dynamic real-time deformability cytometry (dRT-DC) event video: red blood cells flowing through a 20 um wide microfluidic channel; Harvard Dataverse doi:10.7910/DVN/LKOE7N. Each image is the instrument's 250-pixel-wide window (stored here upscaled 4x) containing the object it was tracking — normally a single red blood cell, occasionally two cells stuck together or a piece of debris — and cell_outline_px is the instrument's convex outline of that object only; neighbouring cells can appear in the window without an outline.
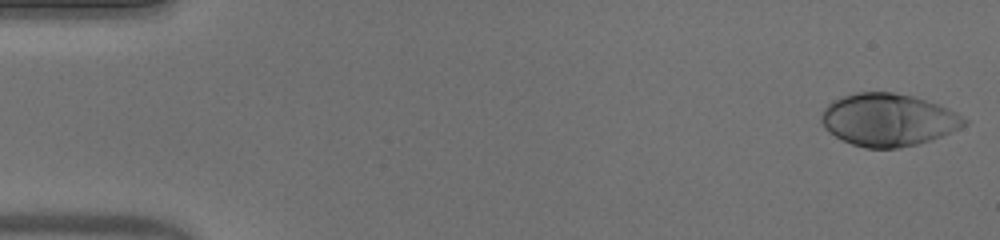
{"species": "human", "species_latin": "Homo sapiens", "temperature_condition": "warm", "stored_images_in_passage": 52, "camera_frame_rate_fps": 3000, "um_per_image_px": 0.085, "donor": {"sex": "male"}, "frame": {"image": 1, "passage_image": 1, "time_ms": 0.0, "image_size_px": [1000, 240], "cell_outline_px": [[968, 124], [960, 128], [932, 140], [900, 148], [864, 148], [852, 144], [828, 132], [824, 128], [820, 120], [820, 116], [824, 108], [832, 100], [856, 92], [892, 92], [912, 96], [940, 104], [964, 116], [968, 120]], "centroid_in_image_um": [75.51, 10.18], "position_along_channel_um": 9.5, "area_um2": 43.99}}
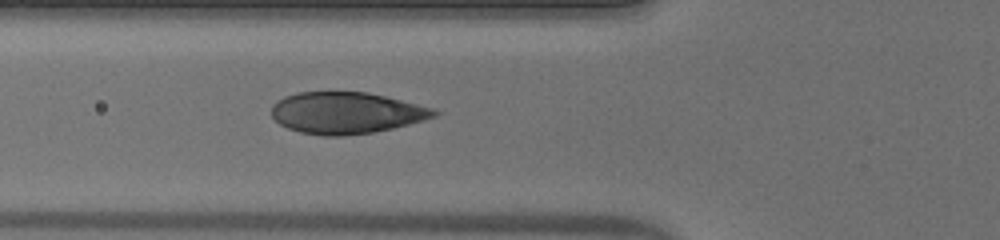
{"frame": {"image": 2, "passage_image": 19, "time_ms": 6.0, "image_size_px": [1000, 240], "cell_outline_px": [[440, 112], [436, 116], [424, 120], [392, 128], [372, 132], [344, 136], [324, 136], [300, 132], [288, 128], [280, 124], [272, 116], [272, 104], [276, 100], [284, 96], [296, 92], [368, 92], [436, 108]], "centroid_in_image_um": [29.43, 9.59], "position_along_channel_um": 96.4, "area_um2": 39.54}}
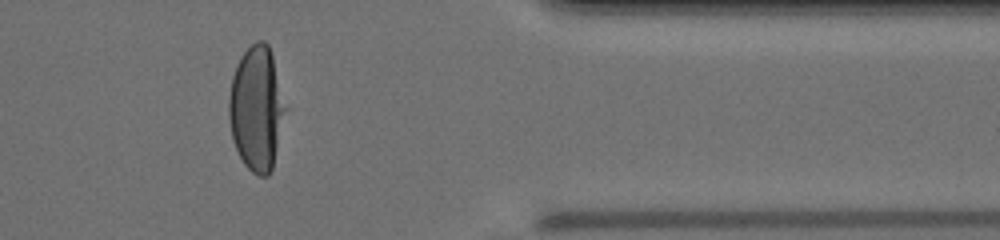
{"frame": {"image": 3, "passage_image": 43, "time_ms": 14.0, "image_size_px": [1000, 240], "cell_outline_px": [[288, 108], [272, 168], [268, 176], [260, 176], [252, 172], [244, 164], [232, 140], [228, 116], [228, 96], [232, 76], [240, 56], [256, 40], [264, 40], [268, 44], [272, 56]], "centroid_in_image_um": [21.82, 9.22], "position_along_channel_um": 389.6, "area_um2": 41.44}}